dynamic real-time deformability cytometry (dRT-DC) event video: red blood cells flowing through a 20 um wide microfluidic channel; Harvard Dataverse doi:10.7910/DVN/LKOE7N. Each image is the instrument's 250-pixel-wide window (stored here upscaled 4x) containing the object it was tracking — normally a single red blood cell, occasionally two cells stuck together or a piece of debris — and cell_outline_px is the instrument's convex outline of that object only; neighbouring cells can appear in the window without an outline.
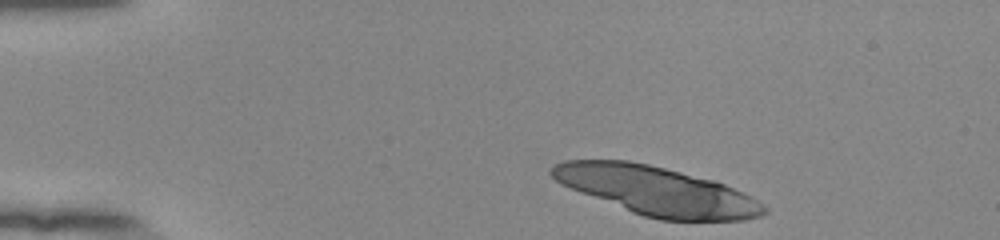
{"species": "human", "species_latin": "Homo sapiens", "temperature_condition": "room temperature", "stored_images_in_passage": 32, "camera_frame_rate_fps": 3000, "um_per_image_px": 0.085, "donor": {"sex": "female"}, "frame": {"image": 1, "passage_image": 1, "time_ms": 0.0, "image_size_px": [1000, 240], "cell_outline_px": [[768, 212], [760, 216], [744, 220], [660, 220], [644, 216], [632, 212], [580, 192], [556, 180], [548, 172], [556, 164], [564, 160], [628, 160], [648, 164], [712, 180], [724, 184], [764, 204], [768, 208]], "centroid_in_image_um": [55.82, 16.22], "position_along_channel_um": 29.2, "area_um2": 59.36}}
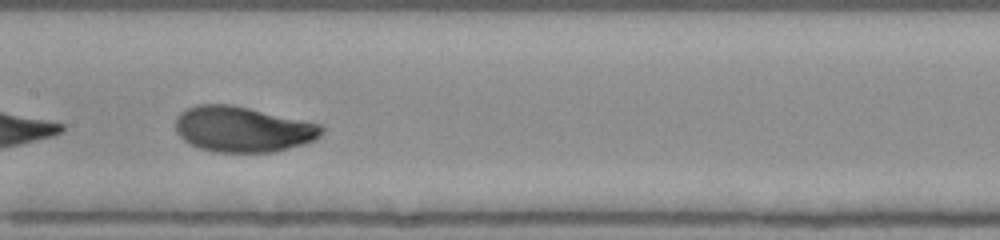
{"frame": {"image": 2, "passage_image": 20, "time_ms": 6.333, "image_size_px": [1000, 240], "cell_outline_px": [[324, 132], [316, 140], [304, 144], [272, 152], [212, 152], [200, 148], [184, 140], [176, 132], [176, 116], [180, 112], [188, 108], [200, 104], [232, 104], [320, 124], [324, 128]], "centroid_in_image_um": [20.64, 10.98], "position_along_channel_um": 186.8, "area_um2": 38.78}}
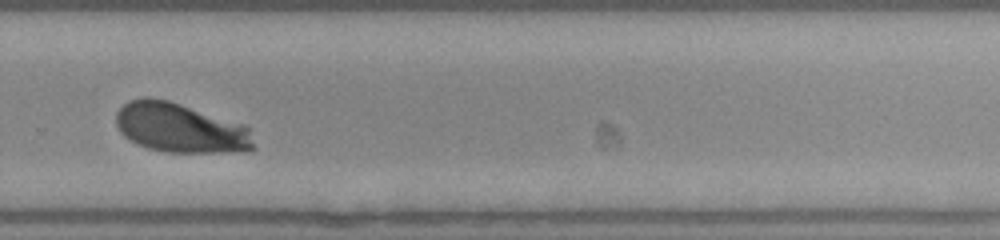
{"frame": {"image": 3, "passage_image": 30, "time_ms": 9.667, "image_size_px": [1000, 240], "cell_outline_px": [[256, 148], [248, 152], [164, 152], [148, 148], [124, 136], [120, 132], [116, 124], [116, 112], [128, 100], [148, 96], [168, 100], [244, 124], [248, 128]], "centroid_in_image_um": [15.34, 10.87], "position_along_channel_um": 314.5, "area_um2": 39.82}}